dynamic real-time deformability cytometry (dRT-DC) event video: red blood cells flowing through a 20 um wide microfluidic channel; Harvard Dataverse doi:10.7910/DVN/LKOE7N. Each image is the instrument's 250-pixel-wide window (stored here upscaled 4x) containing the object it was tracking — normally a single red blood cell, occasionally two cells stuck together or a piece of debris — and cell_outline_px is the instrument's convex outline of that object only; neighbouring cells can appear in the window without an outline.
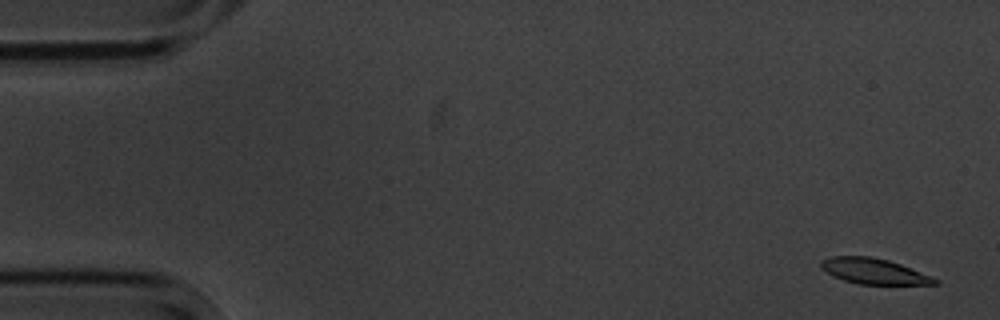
{"species": "common noctule bat (a hibernating species)", "species_latin": "Nyctalus noctula", "temperature_condition": "cold", "stored_images_in_passage": 5, "segment_of_instrument_passage": [1, 2], "camera_frame_rate_fps": 3000, "um_per_image_px": 0.085, "animal": {"sex": "male", "body_mass_g": 20.1, "forearm_length_mm": 53.5}, "frame": {"image": 1, "passage_image": 1, "time_ms": 0.0, "image_size_px": [1000, 320], "cell_outline_px": [[940, 284], [860, 284], [844, 280], [820, 268], [820, 260], [828, 256], [872, 256], [888, 260], [900, 264], [932, 276], [940, 280]], "centroid_in_image_um": [74.29, 23.04], "position_along_channel_um": 10.7, "area_um2": 16.94}}